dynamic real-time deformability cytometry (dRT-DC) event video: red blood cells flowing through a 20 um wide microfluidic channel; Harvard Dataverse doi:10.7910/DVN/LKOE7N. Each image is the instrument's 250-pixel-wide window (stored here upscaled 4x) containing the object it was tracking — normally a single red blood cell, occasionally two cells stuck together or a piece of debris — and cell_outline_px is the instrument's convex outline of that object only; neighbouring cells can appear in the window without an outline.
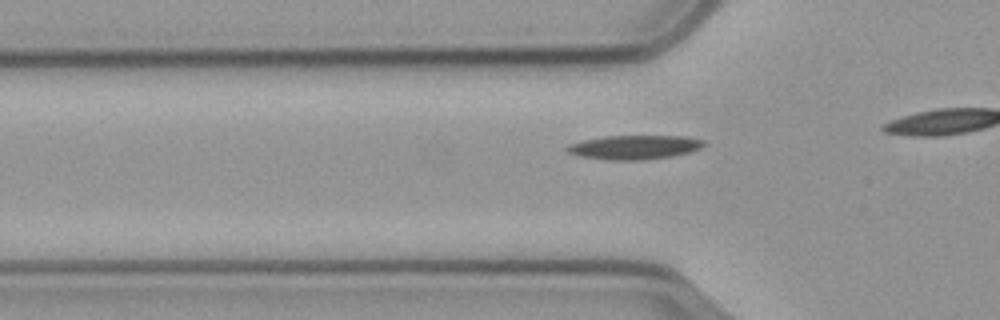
{"species": "common noctule bat (a hibernating species)", "species_latin": "Nyctalus noctula", "temperature_condition": "cold", "stored_images_in_passage": 24, "camera_frame_rate_fps": 3000, "um_per_image_px": 0.085, "animal": {"sex": "male", "body_mass_g": 23.1, "forearm_length_mm": 52.7}, "frame": {"image": 1, "passage_image": 15, "time_ms": 4.667, "image_size_px": [1000, 320], "cell_outline_px": [[708, 144], [700, 148], [688, 152], [672, 156], [644, 160], [612, 160], [580, 156], [568, 152], [564, 148], [568, 144], [584, 140], [604, 136], [684, 136], [704, 140]], "centroid_in_image_um": [53.94, 12.51], "position_along_channel_um": 71.9, "area_um2": 19.19}}
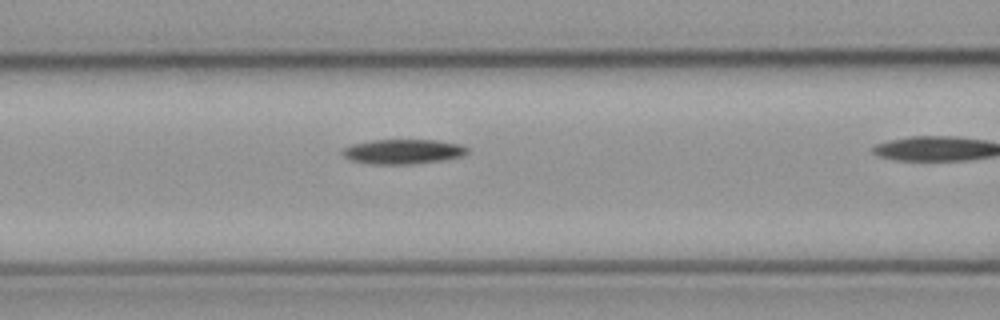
{"frame": {"image": 2, "passage_image": 20, "time_ms": 6.333, "image_size_px": [1000, 320], "cell_outline_px": [[468, 152], [460, 156], [440, 160], [404, 164], [372, 164], [352, 160], [344, 156], [340, 152], [344, 148], [352, 144], [372, 140], [436, 140], [460, 144], [468, 148]], "centroid_in_image_um": [34.22, 12.87], "position_along_channel_um": 132.4, "area_um2": 17.69}}
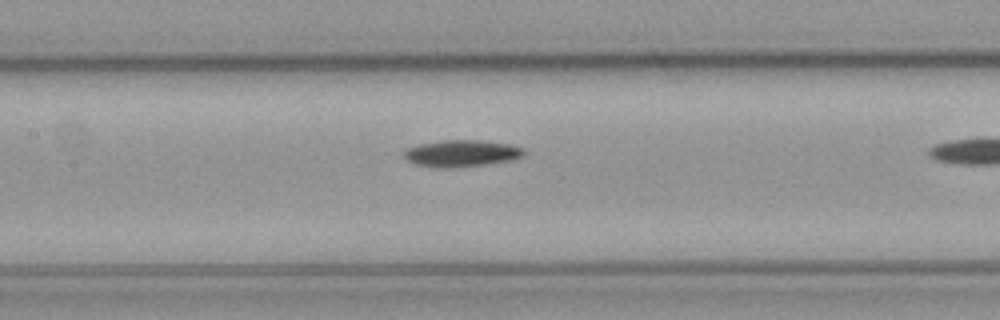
{"frame": {"image": 3, "passage_image": 23, "time_ms": 7.333, "image_size_px": [1000, 320], "cell_outline_px": [[524, 152], [520, 156], [512, 160], [484, 164], [444, 168], [416, 164], [408, 160], [404, 156], [404, 152], [408, 148], [420, 144], [444, 140], [476, 140], [512, 144], [524, 148]], "centroid_in_image_um": [39.25, 13.02], "position_along_channel_um": 168.2, "area_um2": 18.26}}